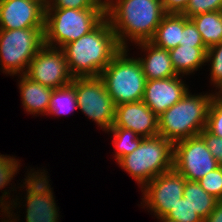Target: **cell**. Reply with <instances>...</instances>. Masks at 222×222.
I'll return each instance as SVG.
<instances>
[{"mask_svg": "<svg viewBox=\"0 0 222 222\" xmlns=\"http://www.w3.org/2000/svg\"><path fill=\"white\" fill-rule=\"evenodd\" d=\"M156 221L157 222H175V221H171L169 219H166L165 217L164 218H157Z\"/></svg>", "mask_w": 222, "mask_h": 222, "instance_id": "obj_37", "label": "cell"}, {"mask_svg": "<svg viewBox=\"0 0 222 222\" xmlns=\"http://www.w3.org/2000/svg\"><path fill=\"white\" fill-rule=\"evenodd\" d=\"M199 135L204 139L207 148L217 160L218 165L222 166V138L210 133L206 128Z\"/></svg>", "mask_w": 222, "mask_h": 222, "instance_id": "obj_32", "label": "cell"}, {"mask_svg": "<svg viewBox=\"0 0 222 222\" xmlns=\"http://www.w3.org/2000/svg\"><path fill=\"white\" fill-rule=\"evenodd\" d=\"M7 207L0 201V222L7 221Z\"/></svg>", "mask_w": 222, "mask_h": 222, "instance_id": "obj_36", "label": "cell"}, {"mask_svg": "<svg viewBox=\"0 0 222 222\" xmlns=\"http://www.w3.org/2000/svg\"><path fill=\"white\" fill-rule=\"evenodd\" d=\"M105 18V9L46 8L44 44L63 48L92 31Z\"/></svg>", "mask_w": 222, "mask_h": 222, "instance_id": "obj_7", "label": "cell"}, {"mask_svg": "<svg viewBox=\"0 0 222 222\" xmlns=\"http://www.w3.org/2000/svg\"><path fill=\"white\" fill-rule=\"evenodd\" d=\"M45 28L0 29V72L6 77L25 74L44 45Z\"/></svg>", "mask_w": 222, "mask_h": 222, "instance_id": "obj_8", "label": "cell"}, {"mask_svg": "<svg viewBox=\"0 0 222 222\" xmlns=\"http://www.w3.org/2000/svg\"><path fill=\"white\" fill-rule=\"evenodd\" d=\"M36 1L41 2L45 7L48 3V0H36Z\"/></svg>", "mask_w": 222, "mask_h": 222, "instance_id": "obj_39", "label": "cell"}, {"mask_svg": "<svg viewBox=\"0 0 222 222\" xmlns=\"http://www.w3.org/2000/svg\"><path fill=\"white\" fill-rule=\"evenodd\" d=\"M197 182L208 194L214 196L219 201L222 200V166L207 173Z\"/></svg>", "mask_w": 222, "mask_h": 222, "instance_id": "obj_27", "label": "cell"}, {"mask_svg": "<svg viewBox=\"0 0 222 222\" xmlns=\"http://www.w3.org/2000/svg\"><path fill=\"white\" fill-rule=\"evenodd\" d=\"M222 10V0H190L183 15L191 18L201 13Z\"/></svg>", "mask_w": 222, "mask_h": 222, "instance_id": "obj_28", "label": "cell"}, {"mask_svg": "<svg viewBox=\"0 0 222 222\" xmlns=\"http://www.w3.org/2000/svg\"><path fill=\"white\" fill-rule=\"evenodd\" d=\"M190 0H161L166 14H183Z\"/></svg>", "mask_w": 222, "mask_h": 222, "instance_id": "obj_33", "label": "cell"}, {"mask_svg": "<svg viewBox=\"0 0 222 222\" xmlns=\"http://www.w3.org/2000/svg\"><path fill=\"white\" fill-rule=\"evenodd\" d=\"M46 8L105 9L98 0H48Z\"/></svg>", "mask_w": 222, "mask_h": 222, "instance_id": "obj_29", "label": "cell"}, {"mask_svg": "<svg viewBox=\"0 0 222 222\" xmlns=\"http://www.w3.org/2000/svg\"><path fill=\"white\" fill-rule=\"evenodd\" d=\"M23 161L22 158L19 160L17 156L0 153V201L7 208L10 206L19 188V181L21 179L16 181L15 177L20 174V169L23 168L22 165L25 166V163L22 164Z\"/></svg>", "mask_w": 222, "mask_h": 222, "instance_id": "obj_19", "label": "cell"}, {"mask_svg": "<svg viewBox=\"0 0 222 222\" xmlns=\"http://www.w3.org/2000/svg\"><path fill=\"white\" fill-rule=\"evenodd\" d=\"M70 74L76 77H99L122 49L105 17L92 31L63 48Z\"/></svg>", "mask_w": 222, "mask_h": 222, "instance_id": "obj_3", "label": "cell"}, {"mask_svg": "<svg viewBox=\"0 0 222 222\" xmlns=\"http://www.w3.org/2000/svg\"><path fill=\"white\" fill-rule=\"evenodd\" d=\"M179 45L205 46L194 22L184 15V27Z\"/></svg>", "mask_w": 222, "mask_h": 222, "instance_id": "obj_31", "label": "cell"}, {"mask_svg": "<svg viewBox=\"0 0 222 222\" xmlns=\"http://www.w3.org/2000/svg\"><path fill=\"white\" fill-rule=\"evenodd\" d=\"M76 90L78 110L98 130L108 131L115 120L116 105L100 77H76L71 83Z\"/></svg>", "mask_w": 222, "mask_h": 222, "instance_id": "obj_9", "label": "cell"}, {"mask_svg": "<svg viewBox=\"0 0 222 222\" xmlns=\"http://www.w3.org/2000/svg\"><path fill=\"white\" fill-rule=\"evenodd\" d=\"M130 52L129 48H122L99 76L115 105L143 98L147 80L139 59Z\"/></svg>", "mask_w": 222, "mask_h": 222, "instance_id": "obj_6", "label": "cell"}, {"mask_svg": "<svg viewBox=\"0 0 222 222\" xmlns=\"http://www.w3.org/2000/svg\"><path fill=\"white\" fill-rule=\"evenodd\" d=\"M17 78L21 106L24 113L32 117L47 115L53 89L28 78L25 74L12 76Z\"/></svg>", "mask_w": 222, "mask_h": 222, "instance_id": "obj_17", "label": "cell"}, {"mask_svg": "<svg viewBox=\"0 0 222 222\" xmlns=\"http://www.w3.org/2000/svg\"><path fill=\"white\" fill-rule=\"evenodd\" d=\"M174 144L157 135L143 138L140 145L116 164L140 190L160 174L173 169Z\"/></svg>", "mask_w": 222, "mask_h": 222, "instance_id": "obj_5", "label": "cell"}, {"mask_svg": "<svg viewBox=\"0 0 222 222\" xmlns=\"http://www.w3.org/2000/svg\"><path fill=\"white\" fill-rule=\"evenodd\" d=\"M206 46H183L169 50L171 62L174 70L178 75L186 76L193 79V76L198 77L200 71H206ZM203 69V70H201ZM198 72V73H197Z\"/></svg>", "mask_w": 222, "mask_h": 222, "instance_id": "obj_18", "label": "cell"}, {"mask_svg": "<svg viewBox=\"0 0 222 222\" xmlns=\"http://www.w3.org/2000/svg\"><path fill=\"white\" fill-rule=\"evenodd\" d=\"M108 139L110 137V144L113 146L112 159L117 163L122 157L132 153L141 143L143 137H140L130 129L111 127L108 131L104 132Z\"/></svg>", "mask_w": 222, "mask_h": 222, "instance_id": "obj_23", "label": "cell"}, {"mask_svg": "<svg viewBox=\"0 0 222 222\" xmlns=\"http://www.w3.org/2000/svg\"><path fill=\"white\" fill-rule=\"evenodd\" d=\"M165 218L175 222H203L184 197L178 200Z\"/></svg>", "mask_w": 222, "mask_h": 222, "instance_id": "obj_26", "label": "cell"}, {"mask_svg": "<svg viewBox=\"0 0 222 222\" xmlns=\"http://www.w3.org/2000/svg\"><path fill=\"white\" fill-rule=\"evenodd\" d=\"M206 129L222 138V105L214 100L209 106Z\"/></svg>", "mask_w": 222, "mask_h": 222, "instance_id": "obj_30", "label": "cell"}, {"mask_svg": "<svg viewBox=\"0 0 222 222\" xmlns=\"http://www.w3.org/2000/svg\"><path fill=\"white\" fill-rule=\"evenodd\" d=\"M203 222H222V200L218 201L213 211Z\"/></svg>", "mask_w": 222, "mask_h": 222, "instance_id": "obj_34", "label": "cell"}, {"mask_svg": "<svg viewBox=\"0 0 222 222\" xmlns=\"http://www.w3.org/2000/svg\"><path fill=\"white\" fill-rule=\"evenodd\" d=\"M129 49L137 50L133 53L138 56L146 80L164 79L177 76L173 68L169 50L155 46L150 41L139 42ZM138 52V53H137Z\"/></svg>", "mask_w": 222, "mask_h": 222, "instance_id": "obj_16", "label": "cell"}, {"mask_svg": "<svg viewBox=\"0 0 222 222\" xmlns=\"http://www.w3.org/2000/svg\"><path fill=\"white\" fill-rule=\"evenodd\" d=\"M190 89L188 77L182 75L147 80L142 101L160 116L182 99Z\"/></svg>", "mask_w": 222, "mask_h": 222, "instance_id": "obj_13", "label": "cell"}, {"mask_svg": "<svg viewBox=\"0 0 222 222\" xmlns=\"http://www.w3.org/2000/svg\"><path fill=\"white\" fill-rule=\"evenodd\" d=\"M217 167V160L200 135L174 143L173 168L186 180L199 181Z\"/></svg>", "mask_w": 222, "mask_h": 222, "instance_id": "obj_11", "label": "cell"}, {"mask_svg": "<svg viewBox=\"0 0 222 222\" xmlns=\"http://www.w3.org/2000/svg\"><path fill=\"white\" fill-rule=\"evenodd\" d=\"M207 72H209L208 83L211 91L222 82V42L214 45L207 49L206 51V62L205 67Z\"/></svg>", "mask_w": 222, "mask_h": 222, "instance_id": "obj_25", "label": "cell"}, {"mask_svg": "<svg viewBox=\"0 0 222 222\" xmlns=\"http://www.w3.org/2000/svg\"><path fill=\"white\" fill-rule=\"evenodd\" d=\"M183 197L202 220L208 217L219 201L208 194L197 181L186 180Z\"/></svg>", "mask_w": 222, "mask_h": 222, "instance_id": "obj_24", "label": "cell"}, {"mask_svg": "<svg viewBox=\"0 0 222 222\" xmlns=\"http://www.w3.org/2000/svg\"><path fill=\"white\" fill-rule=\"evenodd\" d=\"M43 167L25 166L24 178L7 208L6 222H24L25 220V222H61L62 215L56 203L58 200L51 184L50 174L46 166ZM20 217L24 219L21 220Z\"/></svg>", "mask_w": 222, "mask_h": 222, "instance_id": "obj_1", "label": "cell"}, {"mask_svg": "<svg viewBox=\"0 0 222 222\" xmlns=\"http://www.w3.org/2000/svg\"><path fill=\"white\" fill-rule=\"evenodd\" d=\"M190 89L176 104L158 116V135L173 144L199 135L206 128L212 91ZM197 93H196V92Z\"/></svg>", "mask_w": 222, "mask_h": 222, "instance_id": "obj_4", "label": "cell"}, {"mask_svg": "<svg viewBox=\"0 0 222 222\" xmlns=\"http://www.w3.org/2000/svg\"><path fill=\"white\" fill-rule=\"evenodd\" d=\"M165 14L161 0H112L105 7L121 48L150 41Z\"/></svg>", "mask_w": 222, "mask_h": 222, "instance_id": "obj_2", "label": "cell"}, {"mask_svg": "<svg viewBox=\"0 0 222 222\" xmlns=\"http://www.w3.org/2000/svg\"><path fill=\"white\" fill-rule=\"evenodd\" d=\"M208 48L222 42V10L201 13L190 18Z\"/></svg>", "mask_w": 222, "mask_h": 222, "instance_id": "obj_21", "label": "cell"}, {"mask_svg": "<svg viewBox=\"0 0 222 222\" xmlns=\"http://www.w3.org/2000/svg\"><path fill=\"white\" fill-rule=\"evenodd\" d=\"M76 110H78L77 96L72 84L53 89L46 117L64 118Z\"/></svg>", "mask_w": 222, "mask_h": 222, "instance_id": "obj_22", "label": "cell"}, {"mask_svg": "<svg viewBox=\"0 0 222 222\" xmlns=\"http://www.w3.org/2000/svg\"><path fill=\"white\" fill-rule=\"evenodd\" d=\"M183 27V14H165L150 42L162 49L171 50L179 45Z\"/></svg>", "mask_w": 222, "mask_h": 222, "instance_id": "obj_20", "label": "cell"}, {"mask_svg": "<svg viewBox=\"0 0 222 222\" xmlns=\"http://www.w3.org/2000/svg\"><path fill=\"white\" fill-rule=\"evenodd\" d=\"M98 1L99 3H101L102 5L106 7L112 0H98Z\"/></svg>", "mask_w": 222, "mask_h": 222, "instance_id": "obj_38", "label": "cell"}, {"mask_svg": "<svg viewBox=\"0 0 222 222\" xmlns=\"http://www.w3.org/2000/svg\"><path fill=\"white\" fill-rule=\"evenodd\" d=\"M213 100L222 105V82L212 90Z\"/></svg>", "mask_w": 222, "mask_h": 222, "instance_id": "obj_35", "label": "cell"}, {"mask_svg": "<svg viewBox=\"0 0 222 222\" xmlns=\"http://www.w3.org/2000/svg\"><path fill=\"white\" fill-rule=\"evenodd\" d=\"M45 9L36 0H0V29L45 28Z\"/></svg>", "mask_w": 222, "mask_h": 222, "instance_id": "obj_14", "label": "cell"}, {"mask_svg": "<svg viewBox=\"0 0 222 222\" xmlns=\"http://www.w3.org/2000/svg\"><path fill=\"white\" fill-rule=\"evenodd\" d=\"M25 75L52 89L71 84L74 78L70 74L63 49L46 44L33 57Z\"/></svg>", "mask_w": 222, "mask_h": 222, "instance_id": "obj_12", "label": "cell"}, {"mask_svg": "<svg viewBox=\"0 0 222 222\" xmlns=\"http://www.w3.org/2000/svg\"><path fill=\"white\" fill-rule=\"evenodd\" d=\"M112 127L130 129L143 138L158 135V116L142 101L116 105Z\"/></svg>", "mask_w": 222, "mask_h": 222, "instance_id": "obj_15", "label": "cell"}, {"mask_svg": "<svg viewBox=\"0 0 222 222\" xmlns=\"http://www.w3.org/2000/svg\"><path fill=\"white\" fill-rule=\"evenodd\" d=\"M186 179L174 168L149 181L141 190L137 205L152 215L164 218L183 197Z\"/></svg>", "mask_w": 222, "mask_h": 222, "instance_id": "obj_10", "label": "cell"}]
</instances>
